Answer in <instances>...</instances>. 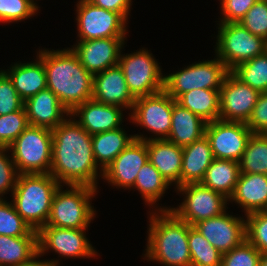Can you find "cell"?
I'll use <instances>...</instances> for the list:
<instances>
[{
	"mask_svg": "<svg viewBox=\"0 0 267 266\" xmlns=\"http://www.w3.org/2000/svg\"><path fill=\"white\" fill-rule=\"evenodd\" d=\"M51 131L50 174L61 185H85L99 190L103 171L94 160L92 135L71 115Z\"/></svg>",
	"mask_w": 267,
	"mask_h": 266,
	"instance_id": "6da1fadb",
	"label": "cell"
},
{
	"mask_svg": "<svg viewBox=\"0 0 267 266\" xmlns=\"http://www.w3.org/2000/svg\"><path fill=\"white\" fill-rule=\"evenodd\" d=\"M36 53L43 60L47 88L70 113L92 99L94 75L82 66L70 47L61 50L38 48Z\"/></svg>",
	"mask_w": 267,
	"mask_h": 266,
	"instance_id": "7a4b0ae2",
	"label": "cell"
},
{
	"mask_svg": "<svg viewBox=\"0 0 267 266\" xmlns=\"http://www.w3.org/2000/svg\"><path fill=\"white\" fill-rule=\"evenodd\" d=\"M148 227L143 260L162 266H191L189 228L171 210L147 211Z\"/></svg>",
	"mask_w": 267,
	"mask_h": 266,
	"instance_id": "3957f363",
	"label": "cell"
},
{
	"mask_svg": "<svg viewBox=\"0 0 267 266\" xmlns=\"http://www.w3.org/2000/svg\"><path fill=\"white\" fill-rule=\"evenodd\" d=\"M60 185L50 173L19 174L10 201L23 220L38 231L49 219L52 200Z\"/></svg>",
	"mask_w": 267,
	"mask_h": 266,
	"instance_id": "277c9868",
	"label": "cell"
},
{
	"mask_svg": "<svg viewBox=\"0 0 267 266\" xmlns=\"http://www.w3.org/2000/svg\"><path fill=\"white\" fill-rule=\"evenodd\" d=\"M66 189L64 190V188ZM98 189L85 185H60L54 194L46 225L82 229L90 227L97 210L92 205Z\"/></svg>",
	"mask_w": 267,
	"mask_h": 266,
	"instance_id": "5b68a950",
	"label": "cell"
},
{
	"mask_svg": "<svg viewBox=\"0 0 267 266\" xmlns=\"http://www.w3.org/2000/svg\"><path fill=\"white\" fill-rule=\"evenodd\" d=\"M86 232L88 233V228L73 229L45 225L37 231L38 252L42 256L51 252L55 253V256L58 254L57 258H49L53 266H60L62 258L98 259L100 253L98 254L95 246H92Z\"/></svg>",
	"mask_w": 267,
	"mask_h": 266,
	"instance_id": "8992f818",
	"label": "cell"
},
{
	"mask_svg": "<svg viewBox=\"0 0 267 266\" xmlns=\"http://www.w3.org/2000/svg\"><path fill=\"white\" fill-rule=\"evenodd\" d=\"M8 148L19 174L50 173L51 129L28 125Z\"/></svg>",
	"mask_w": 267,
	"mask_h": 266,
	"instance_id": "52a82bcc",
	"label": "cell"
},
{
	"mask_svg": "<svg viewBox=\"0 0 267 266\" xmlns=\"http://www.w3.org/2000/svg\"><path fill=\"white\" fill-rule=\"evenodd\" d=\"M175 102L176 100L165 90L136 98L127 118L141 130L144 128L150 136L139 132V134L134 133L135 139L143 141L166 139L171 130V116Z\"/></svg>",
	"mask_w": 267,
	"mask_h": 266,
	"instance_id": "ba28073f",
	"label": "cell"
},
{
	"mask_svg": "<svg viewBox=\"0 0 267 266\" xmlns=\"http://www.w3.org/2000/svg\"><path fill=\"white\" fill-rule=\"evenodd\" d=\"M125 46L120 52L119 65L132 96L136 99L164 90V71L151 50L142 47L125 54L122 52Z\"/></svg>",
	"mask_w": 267,
	"mask_h": 266,
	"instance_id": "9c48e42d",
	"label": "cell"
},
{
	"mask_svg": "<svg viewBox=\"0 0 267 266\" xmlns=\"http://www.w3.org/2000/svg\"><path fill=\"white\" fill-rule=\"evenodd\" d=\"M214 55L231 71L238 64L262 55L267 41L253 35L240 23H217Z\"/></svg>",
	"mask_w": 267,
	"mask_h": 266,
	"instance_id": "30bf717a",
	"label": "cell"
},
{
	"mask_svg": "<svg viewBox=\"0 0 267 266\" xmlns=\"http://www.w3.org/2000/svg\"><path fill=\"white\" fill-rule=\"evenodd\" d=\"M230 70L214 56L164 74V90L176 100L193 89H220Z\"/></svg>",
	"mask_w": 267,
	"mask_h": 266,
	"instance_id": "8fae6325",
	"label": "cell"
},
{
	"mask_svg": "<svg viewBox=\"0 0 267 266\" xmlns=\"http://www.w3.org/2000/svg\"><path fill=\"white\" fill-rule=\"evenodd\" d=\"M174 191L183 199L177 207L172 206L171 211L191 226L218 216L229 208L228 198L201 183L181 185Z\"/></svg>",
	"mask_w": 267,
	"mask_h": 266,
	"instance_id": "7c38bea8",
	"label": "cell"
},
{
	"mask_svg": "<svg viewBox=\"0 0 267 266\" xmlns=\"http://www.w3.org/2000/svg\"><path fill=\"white\" fill-rule=\"evenodd\" d=\"M77 40L127 37L128 22L119 14L99 8L87 0L76 2Z\"/></svg>",
	"mask_w": 267,
	"mask_h": 266,
	"instance_id": "4fadbf2b",
	"label": "cell"
},
{
	"mask_svg": "<svg viewBox=\"0 0 267 266\" xmlns=\"http://www.w3.org/2000/svg\"><path fill=\"white\" fill-rule=\"evenodd\" d=\"M251 135L250 128L242 122L217 119L205 127V136L216 159L239 162Z\"/></svg>",
	"mask_w": 267,
	"mask_h": 266,
	"instance_id": "5bb4252c",
	"label": "cell"
},
{
	"mask_svg": "<svg viewBox=\"0 0 267 266\" xmlns=\"http://www.w3.org/2000/svg\"><path fill=\"white\" fill-rule=\"evenodd\" d=\"M229 212L230 210H226L193 225L222 254L231 251L246 239L245 216H235L233 212Z\"/></svg>",
	"mask_w": 267,
	"mask_h": 266,
	"instance_id": "9a60e30c",
	"label": "cell"
},
{
	"mask_svg": "<svg viewBox=\"0 0 267 266\" xmlns=\"http://www.w3.org/2000/svg\"><path fill=\"white\" fill-rule=\"evenodd\" d=\"M260 94L230 71L220 88L219 119L247 123Z\"/></svg>",
	"mask_w": 267,
	"mask_h": 266,
	"instance_id": "2e32d148",
	"label": "cell"
},
{
	"mask_svg": "<svg viewBox=\"0 0 267 266\" xmlns=\"http://www.w3.org/2000/svg\"><path fill=\"white\" fill-rule=\"evenodd\" d=\"M148 161L147 141L134 139L103 171L102 180L118 190H130Z\"/></svg>",
	"mask_w": 267,
	"mask_h": 266,
	"instance_id": "e0dca14e",
	"label": "cell"
},
{
	"mask_svg": "<svg viewBox=\"0 0 267 266\" xmlns=\"http://www.w3.org/2000/svg\"><path fill=\"white\" fill-rule=\"evenodd\" d=\"M127 37L76 40L70 48L78 56L82 66L95 75L119 64V56Z\"/></svg>",
	"mask_w": 267,
	"mask_h": 266,
	"instance_id": "ac0fdd59",
	"label": "cell"
},
{
	"mask_svg": "<svg viewBox=\"0 0 267 266\" xmlns=\"http://www.w3.org/2000/svg\"><path fill=\"white\" fill-rule=\"evenodd\" d=\"M126 110L120 106L100 103L94 99L77 106L70 115L89 134L106 132L123 126Z\"/></svg>",
	"mask_w": 267,
	"mask_h": 266,
	"instance_id": "d6986e66",
	"label": "cell"
},
{
	"mask_svg": "<svg viewBox=\"0 0 267 266\" xmlns=\"http://www.w3.org/2000/svg\"><path fill=\"white\" fill-rule=\"evenodd\" d=\"M92 99L120 106L131 112L135 98L130 93L119 64L94 75Z\"/></svg>",
	"mask_w": 267,
	"mask_h": 266,
	"instance_id": "ffe728a7",
	"label": "cell"
},
{
	"mask_svg": "<svg viewBox=\"0 0 267 266\" xmlns=\"http://www.w3.org/2000/svg\"><path fill=\"white\" fill-rule=\"evenodd\" d=\"M29 125L54 129L70 112L60 103L58 97L48 88L24 102Z\"/></svg>",
	"mask_w": 267,
	"mask_h": 266,
	"instance_id": "44dd1931",
	"label": "cell"
},
{
	"mask_svg": "<svg viewBox=\"0 0 267 266\" xmlns=\"http://www.w3.org/2000/svg\"><path fill=\"white\" fill-rule=\"evenodd\" d=\"M235 203L242 209L244 216L266 211L267 209V175L240 173L234 193L229 198V205Z\"/></svg>",
	"mask_w": 267,
	"mask_h": 266,
	"instance_id": "7402d4cb",
	"label": "cell"
},
{
	"mask_svg": "<svg viewBox=\"0 0 267 266\" xmlns=\"http://www.w3.org/2000/svg\"><path fill=\"white\" fill-rule=\"evenodd\" d=\"M33 61H15L7 69L1 68L11 79L20 98L25 102L47 88L46 73L42 58L36 53Z\"/></svg>",
	"mask_w": 267,
	"mask_h": 266,
	"instance_id": "603a6c76",
	"label": "cell"
},
{
	"mask_svg": "<svg viewBox=\"0 0 267 266\" xmlns=\"http://www.w3.org/2000/svg\"><path fill=\"white\" fill-rule=\"evenodd\" d=\"M148 160L174 190L180 186L183 147L167 139L147 141Z\"/></svg>",
	"mask_w": 267,
	"mask_h": 266,
	"instance_id": "cb8c5ba5",
	"label": "cell"
},
{
	"mask_svg": "<svg viewBox=\"0 0 267 266\" xmlns=\"http://www.w3.org/2000/svg\"><path fill=\"white\" fill-rule=\"evenodd\" d=\"M205 122L201 117L175 102L171 116V130L166 138L174 144L185 147L205 136Z\"/></svg>",
	"mask_w": 267,
	"mask_h": 266,
	"instance_id": "d4e9b609",
	"label": "cell"
},
{
	"mask_svg": "<svg viewBox=\"0 0 267 266\" xmlns=\"http://www.w3.org/2000/svg\"><path fill=\"white\" fill-rule=\"evenodd\" d=\"M172 186L162 177L160 172L148 160L138 171L134 186L130 189L138 191L143 203L150 211L171 210V206H159L160 200ZM151 207V208H150Z\"/></svg>",
	"mask_w": 267,
	"mask_h": 266,
	"instance_id": "484cf974",
	"label": "cell"
},
{
	"mask_svg": "<svg viewBox=\"0 0 267 266\" xmlns=\"http://www.w3.org/2000/svg\"><path fill=\"white\" fill-rule=\"evenodd\" d=\"M213 159L212 149L206 136L183 147L180 186L200 183Z\"/></svg>",
	"mask_w": 267,
	"mask_h": 266,
	"instance_id": "4316f807",
	"label": "cell"
},
{
	"mask_svg": "<svg viewBox=\"0 0 267 266\" xmlns=\"http://www.w3.org/2000/svg\"><path fill=\"white\" fill-rule=\"evenodd\" d=\"M124 126L92 135L94 160L102 171L135 139Z\"/></svg>",
	"mask_w": 267,
	"mask_h": 266,
	"instance_id": "83f0119b",
	"label": "cell"
},
{
	"mask_svg": "<svg viewBox=\"0 0 267 266\" xmlns=\"http://www.w3.org/2000/svg\"><path fill=\"white\" fill-rule=\"evenodd\" d=\"M240 173L239 162L214 158L200 183L229 199L234 193Z\"/></svg>",
	"mask_w": 267,
	"mask_h": 266,
	"instance_id": "f1b7e54d",
	"label": "cell"
},
{
	"mask_svg": "<svg viewBox=\"0 0 267 266\" xmlns=\"http://www.w3.org/2000/svg\"><path fill=\"white\" fill-rule=\"evenodd\" d=\"M176 102L207 123L219 119L220 89H193L181 94Z\"/></svg>",
	"mask_w": 267,
	"mask_h": 266,
	"instance_id": "f546056e",
	"label": "cell"
},
{
	"mask_svg": "<svg viewBox=\"0 0 267 266\" xmlns=\"http://www.w3.org/2000/svg\"><path fill=\"white\" fill-rule=\"evenodd\" d=\"M37 253L38 236L0 235V263L3 266H18Z\"/></svg>",
	"mask_w": 267,
	"mask_h": 266,
	"instance_id": "4dcf8cb0",
	"label": "cell"
},
{
	"mask_svg": "<svg viewBox=\"0 0 267 266\" xmlns=\"http://www.w3.org/2000/svg\"><path fill=\"white\" fill-rule=\"evenodd\" d=\"M239 165L241 173L267 175V134L252 133Z\"/></svg>",
	"mask_w": 267,
	"mask_h": 266,
	"instance_id": "1f68e13d",
	"label": "cell"
},
{
	"mask_svg": "<svg viewBox=\"0 0 267 266\" xmlns=\"http://www.w3.org/2000/svg\"><path fill=\"white\" fill-rule=\"evenodd\" d=\"M231 72L252 89L267 92V51L238 64Z\"/></svg>",
	"mask_w": 267,
	"mask_h": 266,
	"instance_id": "d6a6232c",
	"label": "cell"
},
{
	"mask_svg": "<svg viewBox=\"0 0 267 266\" xmlns=\"http://www.w3.org/2000/svg\"><path fill=\"white\" fill-rule=\"evenodd\" d=\"M188 245L191 266H221L222 253L193 226L189 228Z\"/></svg>",
	"mask_w": 267,
	"mask_h": 266,
	"instance_id": "836d02e7",
	"label": "cell"
},
{
	"mask_svg": "<svg viewBox=\"0 0 267 266\" xmlns=\"http://www.w3.org/2000/svg\"><path fill=\"white\" fill-rule=\"evenodd\" d=\"M0 235L12 237L38 236L17 213L11 201L0 199Z\"/></svg>",
	"mask_w": 267,
	"mask_h": 266,
	"instance_id": "e575fe53",
	"label": "cell"
},
{
	"mask_svg": "<svg viewBox=\"0 0 267 266\" xmlns=\"http://www.w3.org/2000/svg\"><path fill=\"white\" fill-rule=\"evenodd\" d=\"M41 11L34 0H0V23L9 24L28 20Z\"/></svg>",
	"mask_w": 267,
	"mask_h": 266,
	"instance_id": "d590c367",
	"label": "cell"
},
{
	"mask_svg": "<svg viewBox=\"0 0 267 266\" xmlns=\"http://www.w3.org/2000/svg\"><path fill=\"white\" fill-rule=\"evenodd\" d=\"M29 125L26 110L0 115V148H8Z\"/></svg>",
	"mask_w": 267,
	"mask_h": 266,
	"instance_id": "8d00e7d4",
	"label": "cell"
},
{
	"mask_svg": "<svg viewBox=\"0 0 267 266\" xmlns=\"http://www.w3.org/2000/svg\"><path fill=\"white\" fill-rule=\"evenodd\" d=\"M246 218V239L261 253H267V211L253 212Z\"/></svg>",
	"mask_w": 267,
	"mask_h": 266,
	"instance_id": "74e56055",
	"label": "cell"
},
{
	"mask_svg": "<svg viewBox=\"0 0 267 266\" xmlns=\"http://www.w3.org/2000/svg\"><path fill=\"white\" fill-rule=\"evenodd\" d=\"M261 254L245 239L239 246L222 254L221 266H260Z\"/></svg>",
	"mask_w": 267,
	"mask_h": 266,
	"instance_id": "f35d334b",
	"label": "cell"
},
{
	"mask_svg": "<svg viewBox=\"0 0 267 266\" xmlns=\"http://www.w3.org/2000/svg\"><path fill=\"white\" fill-rule=\"evenodd\" d=\"M239 23L253 35L267 41V1L258 0Z\"/></svg>",
	"mask_w": 267,
	"mask_h": 266,
	"instance_id": "ab89813d",
	"label": "cell"
},
{
	"mask_svg": "<svg viewBox=\"0 0 267 266\" xmlns=\"http://www.w3.org/2000/svg\"><path fill=\"white\" fill-rule=\"evenodd\" d=\"M18 176L9 148H0V199H6V194H12Z\"/></svg>",
	"mask_w": 267,
	"mask_h": 266,
	"instance_id": "60d3db41",
	"label": "cell"
},
{
	"mask_svg": "<svg viewBox=\"0 0 267 266\" xmlns=\"http://www.w3.org/2000/svg\"><path fill=\"white\" fill-rule=\"evenodd\" d=\"M24 107L9 76L0 68V115H6Z\"/></svg>",
	"mask_w": 267,
	"mask_h": 266,
	"instance_id": "b9f144b4",
	"label": "cell"
},
{
	"mask_svg": "<svg viewBox=\"0 0 267 266\" xmlns=\"http://www.w3.org/2000/svg\"><path fill=\"white\" fill-rule=\"evenodd\" d=\"M220 17L218 23H239L258 0H218Z\"/></svg>",
	"mask_w": 267,
	"mask_h": 266,
	"instance_id": "7bdbcfd3",
	"label": "cell"
},
{
	"mask_svg": "<svg viewBox=\"0 0 267 266\" xmlns=\"http://www.w3.org/2000/svg\"><path fill=\"white\" fill-rule=\"evenodd\" d=\"M246 125L252 133L267 134V92L259 95Z\"/></svg>",
	"mask_w": 267,
	"mask_h": 266,
	"instance_id": "ee69618b",
	"label": "cell"
},
{
	"mask_svg": "<svg viewBox=\"0 0 267 266\" xmlns=\"http://www.w3.org/2000/svg\"><path fill=\"white\" fill-rule=\"evenodd\" d=\"M91 4L110 10L116 13H119L128 23L130 18V13L133 5V0H87Z\"/></svg>",
	"mask_w": 267,
	"mask_h": 266,
	"instance_id": "f6af8a7d",
	"label": "cell"
},
{
	"mask_svg": "<svg viewBox=\"0 0 267 266\" xmlns=\"http://www.w3.org/2000/svg\"><path fill=\"white\" fill-rule=\"evenodd\" d=\"M43 258L44 257L38 252L30 260L18 266H53V264L49 261V259H43Z\"/></svg>",
	"mask_w": 267,
	"mask_h": 266,
	"instance_id": "bcb514c9",
	"label": "cell"
},
{
	"mask_svg": "<svg viewBox=\"0 0 267 266\" xmlns=\"http://www.w3.org/2000/svg\"><path fill=\"white\" fill-rule=\"evenodd\" d=\"M260 266H267V253H262L261 254Z\"/></svg>",
	"mask_w": 267,
	"mask_h": 266,
	"instance_id": "7dc6e473",
	"label": "cell"
}]
</instances>
